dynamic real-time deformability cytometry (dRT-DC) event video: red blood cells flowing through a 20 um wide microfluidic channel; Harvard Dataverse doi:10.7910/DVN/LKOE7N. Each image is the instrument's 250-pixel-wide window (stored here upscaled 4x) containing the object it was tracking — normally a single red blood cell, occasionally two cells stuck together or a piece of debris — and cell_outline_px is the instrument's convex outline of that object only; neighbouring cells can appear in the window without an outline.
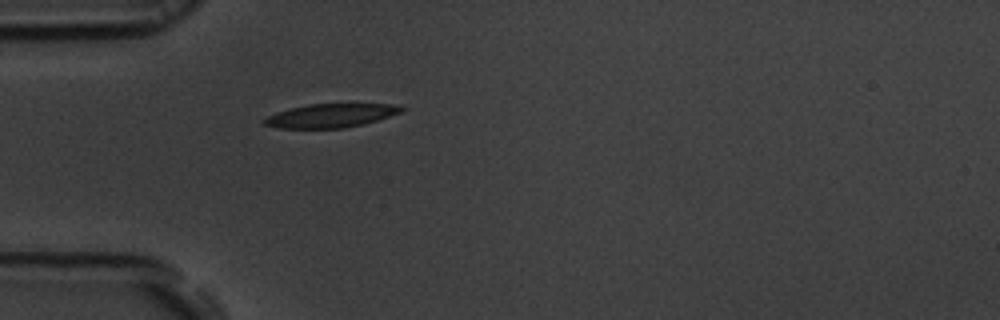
{"species": "common noctule bat (a hibernating species)", "species_latin": "Nyctalus noctula", "temperature_condition": "room temperature", "stored_images_in_passage": 40, "camera_frame_rate_fps": 3000, "um_per_image_px": 0.085, "animal": {"sex": "male", "body_mass_g": 19.5, "forearm_length_mm": 54.6}, "frame": {"image": 1, "passage_image": 1, "time_ms": 0.0, "image_size_px": [1000, 320], "cell_outline_px": [[408, 108], [400, 112], [364, 124], [344, 128], [280, 128], [264, 124], [260, 120], [276, 112], [308, 104], [392, 104]], "centroid_in_image_um": [28.09, 9.83], "position_along_channel_um": 56.9, "area_um2": 18.79}}
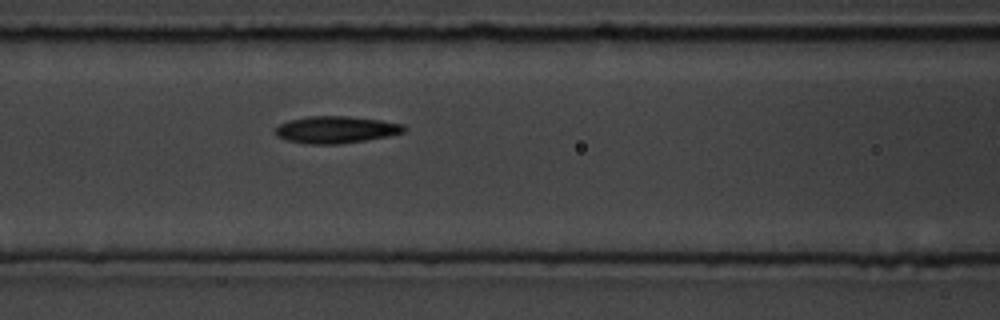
{"frame": {"image": 2, "passage_image": 8, "time_ms": 2.333, "image_size_px": [1000, 320], "cell_outline_px": [[408, 128], [404, 132], [388, 136], [364, 140], [336, 144], [308, 144], [288, 140], [280, 136], [276, 132], [276, 128], [280, 124], [288, 120], [308, 116], [348, 116], [380, 120], [404, 124]], "centroid_in_image_um": [28.6, 11.01], "position_along_channel_um": 138.0, "area_um2": 20.06}}
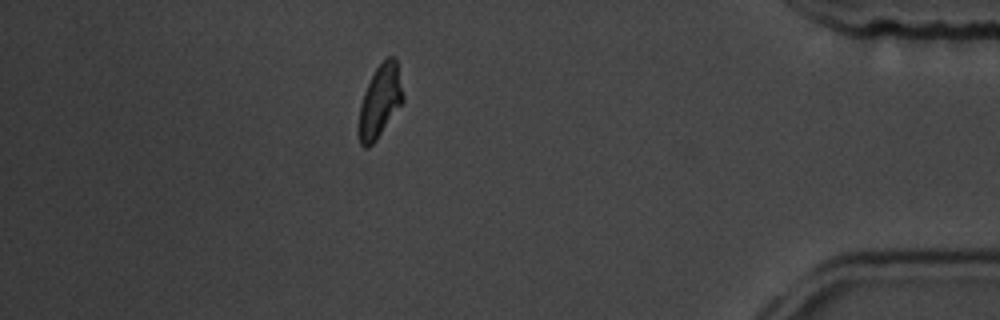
{"frame": {"image": 3, "passage_image": 33, "time_ms": 10.667, "image_size_px": [1000, 320], "cell_outline_px": [[404, 100], [376, 140], [368, 148], [364, 148], [360, 144], [360, 104], [364, 92], [376, 68], [388, 56], [396, 56], [404, 96]], "centroid_in_image_um": [32.33, 8.57], "position_along_channel_um": 402.9, "area_um2": 18.32}, "authors_computed_cell_mechanics": {"area_um2": 19.1318, "velocity_mm_per_s": 3.7037, "shape_relaxation_time_tau1_ms": 6.0322, "shape_relaxation_time_tau2_ms": 3.1799, "deformation_change_tau1": 0.1519, "deformation_change_tau2": 0.0915}}